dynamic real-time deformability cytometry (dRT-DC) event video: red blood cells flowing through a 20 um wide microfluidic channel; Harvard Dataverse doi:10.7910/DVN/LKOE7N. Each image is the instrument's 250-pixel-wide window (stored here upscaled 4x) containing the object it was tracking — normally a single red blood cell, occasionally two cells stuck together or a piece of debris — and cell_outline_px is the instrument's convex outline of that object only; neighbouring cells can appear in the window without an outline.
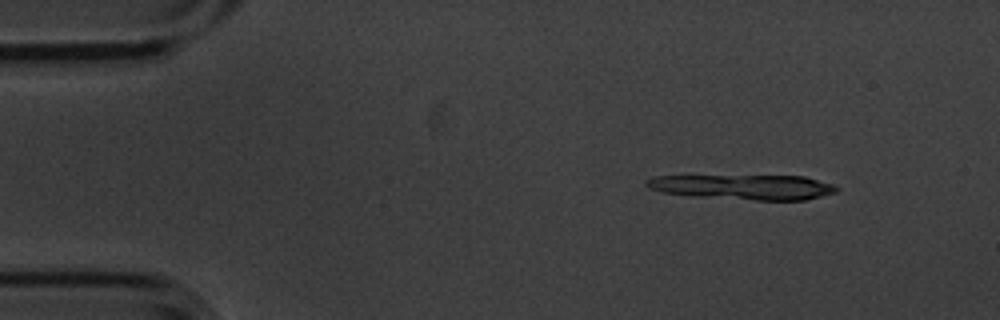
{"species": "common noctule bat (a hibernating species)", "species_latin": "Nyctalus noctula", "temperature_condition": "cold", "stored_images_in_passage": 10, "camera_frame_rate_fps": 3000, "um_per_image_px": 0.085, "animal": {"sex": "male", "body_mass_g": 20.1, "forearm_length_mm": 53.5}, "frame": {"image": 1, "passage_image": 1, "time_ms": 0.0, "image_size_px": [1000, 320], "cell_outline_px": [[840, 188], [836, 192], [804, 200], [756, 200], [692, 196], [664, 192], [648, 188], [644, 184], [644, 180], [656, 176], [804, 176], [832, 184]], "centroid_in_image_um": [63.18, 15.89], "position_along_channel_um": 21.8, "area_um2": 27.51}}
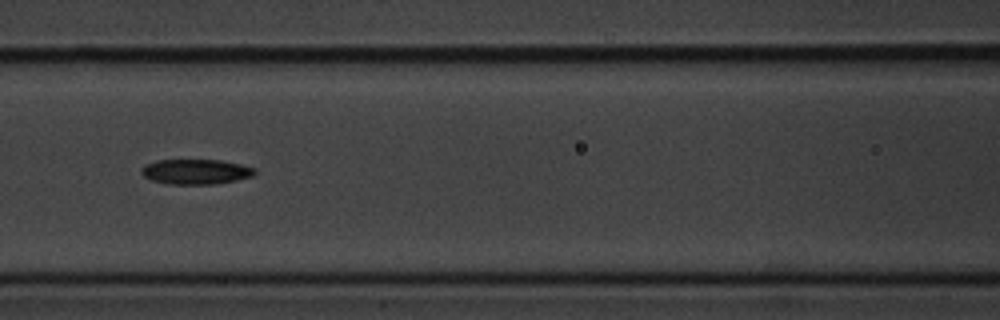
{"frame": {"image": 2, "passage_image": 6, "time_ms": 1.667, "image_size_px": [1000, 320], "cell_outline_px": [[256, 172], [252, 176], [236, 180], [212, 184], [168, 184], [152, 180], [144, 176], [140, 172], [140, 168], [144, 164], [156, 160], [220, 160], [240, 164], [256, 168]], "centroid_in_image_um": [16.61, 14.59], "position_along_channel_um": 150.0, "area_um2": 16.59}}
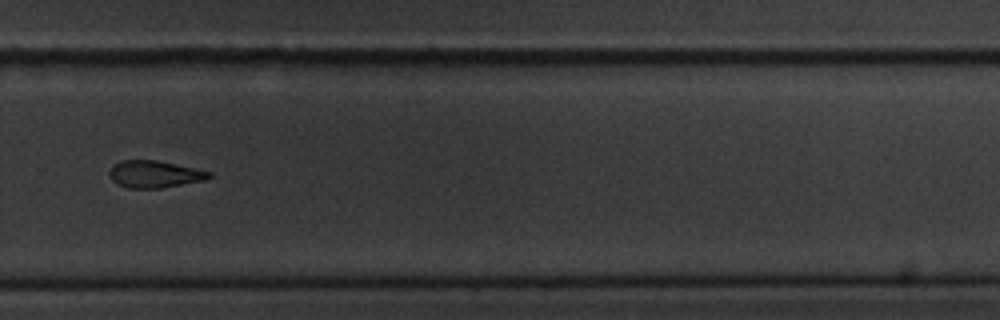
{"frame": {"image": 3, "passage_image": 10, "time_ms": 3.0, "image_size_px": [1000, 320], "cell_outline_px": [[212, 176], [204, 180], [160, 188], [128, 188], [116, 184], [112, 180], [108, 172], [120, 160], [156, 160], [212, 172]], "centroid_in_image_um": [13.11, 14.81], "position_along_channel_um": 316.7, "area_um2": 15.55}}